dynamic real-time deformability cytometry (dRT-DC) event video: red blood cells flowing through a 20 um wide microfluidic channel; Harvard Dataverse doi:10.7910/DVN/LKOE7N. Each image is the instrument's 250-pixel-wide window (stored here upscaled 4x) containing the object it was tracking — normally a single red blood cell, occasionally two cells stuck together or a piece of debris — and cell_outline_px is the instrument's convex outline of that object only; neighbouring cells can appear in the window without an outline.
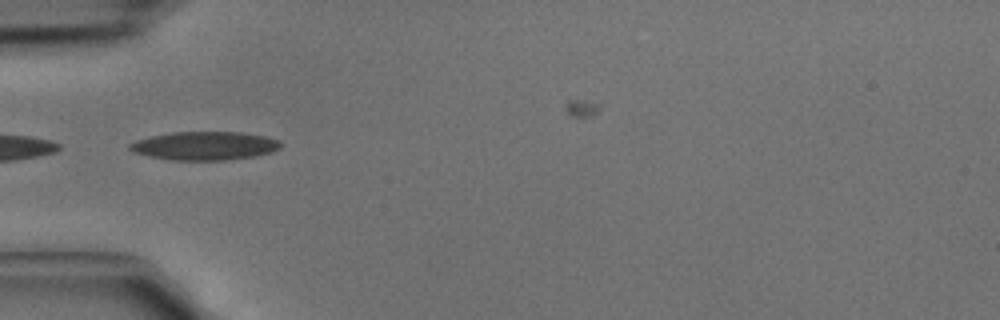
{"species": "common noctule bat (a hibernating species)", "species_latin": "Nyctalus noctula", "temperature_condition": "cold", "stored_images_in_passage": 6, "camera_frame_rate_fps": 3000, "um_per_image_px": 0.085, "animal": {"sex": "male", "body_mass_g": 15.6}, "frame": {"image": 1, "passage_image": 5, "time_ms": 1.333, "image_size_px": [1000, 320], "cell_outline_px": [[280, 148], [272, 152], [256, 156], [224, 160], [168, 160], [148, 156], [132, 152], [128, 148], [128, 144], [136, 140], [152, 136], [172, 132], [240, 132], [264, 136], [280, 140]], "centroid_in_image_um": [17.37, 12.4], "position_along_channel_um": 67.6, "area_um2": 25.14}}